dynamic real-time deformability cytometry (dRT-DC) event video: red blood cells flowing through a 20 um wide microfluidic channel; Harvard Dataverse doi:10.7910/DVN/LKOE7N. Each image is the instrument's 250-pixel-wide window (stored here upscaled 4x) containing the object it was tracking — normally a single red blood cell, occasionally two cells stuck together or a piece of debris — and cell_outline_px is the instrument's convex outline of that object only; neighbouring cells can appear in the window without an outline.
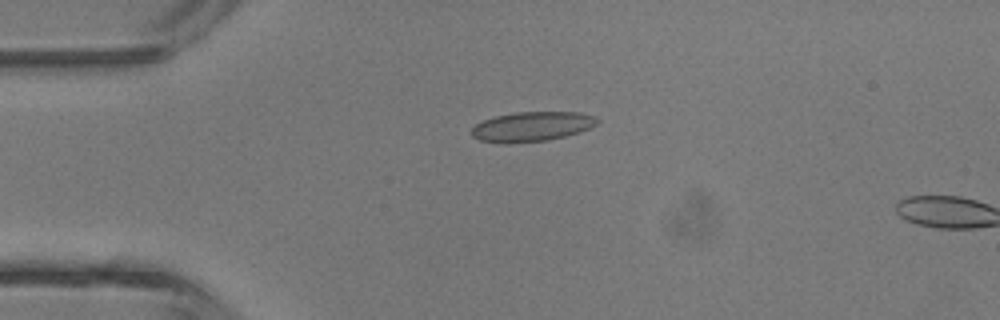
{"species": "common noctule bat (a hibernating species)", "species_latin": "Nyctalus noctula", "temperature_condition": "room temperature", "stored_images_in_passage": 3, "camera_frame_rate_fps": 3000, "um_per_image_px": 0.085, "animal": {"sex": "male", "body_mass_g": 13.3}, "frame": {"image": 1, "passage_image": 2, "time_ms": 1.667, "image_size_px": [1000, 320], "cell_outline_px": [[600, 120], [596, 124], [580, 132], [548, 140], [508, 144], [500, 144], [480, 140], [472, 136], [472, 128], [476, 124], [484, 120], [496, 116], [516, 112], [580, 112], [596, 116]], "centroid_in_image_um": [45.21, 10.76], "position_along_channel_um": 39.8, "area_um2": 21.85}}